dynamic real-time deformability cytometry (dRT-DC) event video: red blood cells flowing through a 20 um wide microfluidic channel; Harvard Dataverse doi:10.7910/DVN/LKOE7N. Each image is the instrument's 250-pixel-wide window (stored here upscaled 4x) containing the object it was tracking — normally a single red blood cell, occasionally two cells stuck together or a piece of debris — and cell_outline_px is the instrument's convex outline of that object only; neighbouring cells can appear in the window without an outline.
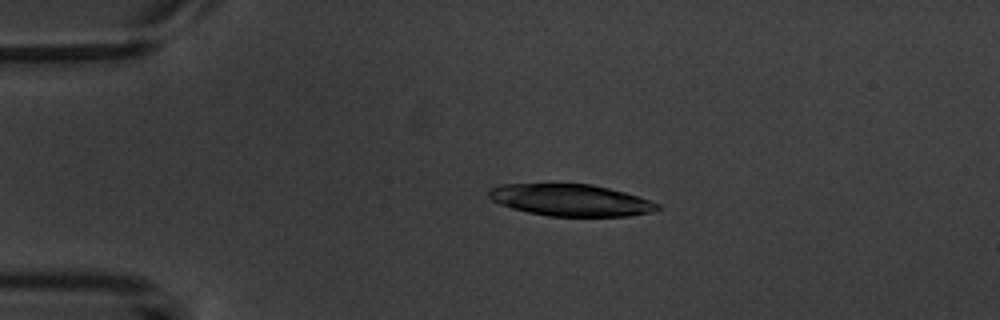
{"species": "common noctule bat (a hibernating species)", "species_latin": "Nyctalus noctula", "temperature_condition": "warm", "stored_images_in_passage": 2, "camera_frame_rate_fps": 3000, "um_per_image_px": 0.085, "animal": {"sex": "male", "body_mass_g": 20.1, "forearm_length_mm": 53.5}, "frame": {"image": 1, "passage_image": 1, "time_ms": 0.0, "image_size_px": [1000, 320], "cell_outline_px": [[660, 208], [652, 212], [628, 216], [548, 216], [528, 212], [512, 208], [500, 204], [492, 200], [488, 196], [488, 192], [492, 188], [500, 184], [592, 184], [624, 192], [660, 204]], "centroid_in_image_um": [48.5, 17.01], "position_along_channel_um": 36.5, "area_um2": 31.04}}